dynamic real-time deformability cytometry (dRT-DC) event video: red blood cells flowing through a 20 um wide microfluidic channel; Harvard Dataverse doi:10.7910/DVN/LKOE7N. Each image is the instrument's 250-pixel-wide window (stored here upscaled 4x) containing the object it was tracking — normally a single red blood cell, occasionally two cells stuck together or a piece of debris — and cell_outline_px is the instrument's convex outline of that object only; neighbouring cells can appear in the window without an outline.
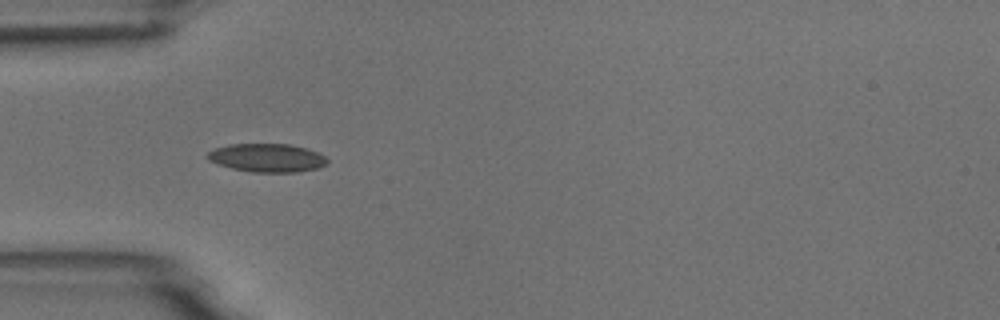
{"species": "common noctule bat (a hibernating species)", "species_latin": "Nyctalus noctula", "temperature_condition": "room temperature", "stored_images_in_passage": 2, "camera_frame_rate_fps": 3000, "um_per_image_px": 0.085, "animal": {"sex": "male", "body_mass_g": 18.8}, "frame": {"image": 1, "passage_image": 1, "time_ms": 0.0, "image_size_px": [1000, 320], "cell_outline_px": [[328, 164], [316, 168], [300, 172], [252, 172], [232, 168], [208, 160], [204, 156], [208, 152], [216, 148], [228, 144], [288, 144], [304, 148], [316, 152], [324, 156], [328, 160]], "centroid_in_image_um": [22.68, 13.42], "position_along_channel_um": 62.3, "area_um2": 19.71}}